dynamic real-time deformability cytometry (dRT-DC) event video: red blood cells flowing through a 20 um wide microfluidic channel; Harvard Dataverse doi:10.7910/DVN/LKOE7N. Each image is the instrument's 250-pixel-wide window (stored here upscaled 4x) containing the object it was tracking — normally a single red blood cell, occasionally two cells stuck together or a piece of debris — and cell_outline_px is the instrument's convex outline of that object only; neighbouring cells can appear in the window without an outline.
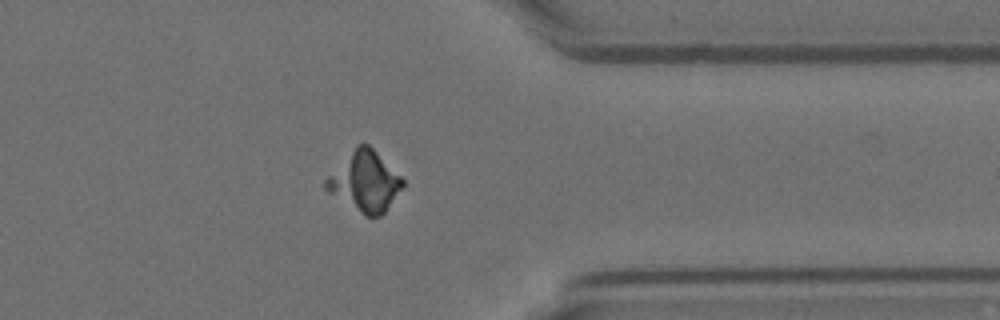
{"species": "Egyptian fruit bat (a non-hibernating species)", "species_latin": "Rousettus aegyptiacus", "temperature_condition": "room temperature", "stored_images_in_passage": 39, "camera_frame_rate_fps": 3000, "um_per_image_px": 0.085, "animal": {"sex": "female"}, "frame": {"image": 1, "passage_image": 35, "time_ms": 11.333, "image_size_px": [1000, 320], "cell_outline_px": [[404, 184], [384, 212], [380, 216], [368, 216], [328, 192], [324, 188], [324, 180], [356, 144], [368, 144], [404, 180]], "centroid_in_image_um": [30.98, 15.4], "position_along_channel_um": 380.4, "area_um2": 25.89}}